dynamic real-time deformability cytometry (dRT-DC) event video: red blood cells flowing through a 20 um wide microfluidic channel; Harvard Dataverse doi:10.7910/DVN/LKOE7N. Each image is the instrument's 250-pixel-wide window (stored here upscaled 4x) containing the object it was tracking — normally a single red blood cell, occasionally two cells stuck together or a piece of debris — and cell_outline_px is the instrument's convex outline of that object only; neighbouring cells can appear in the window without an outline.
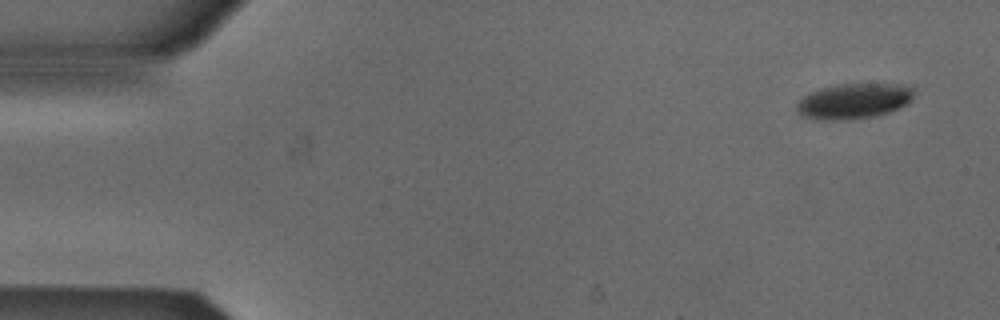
{"species": "Egyptian fruit bat (a non-hibernating species)", "species_latin": "Rousettus aegyptiacus", "temperature_condition": "cold", "stored_images_in_passage": 4, "camera_frame_rate_fps": 3000, "um_per_image_px": 0.085, "animal": {"sex": "male"}, "frame": {"image": 1, "passage_image": 1, "time_ms": 0.0, "image_size_px": [1000, 320], "cell_outline_px": [[912, 100], [908, 104], [900, 108], [888, 112], [872, 116], [848, 120], [820, 120], [800, 116], [796, 112], [796, 104], [804, 96], [820, 88], [840, 84], [904, 84], [912, 88]], "centroid_in_image_um": [72.55, 8.6], "position_along_channel_um": 12.5, "area_um2": 24.22}}
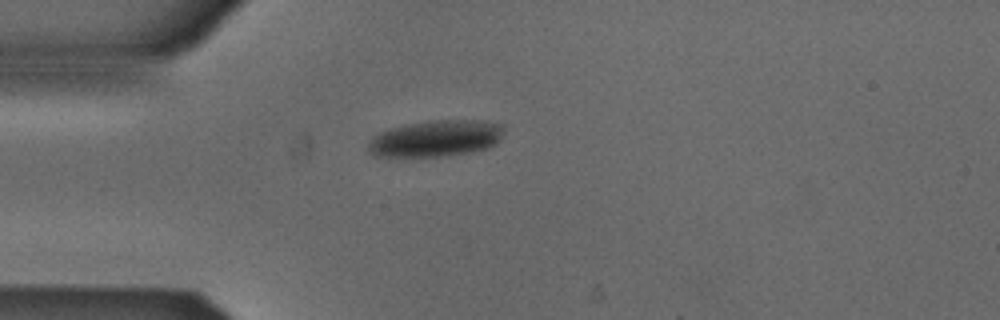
{"frame": {"image": 2, "passage_image": 4, "time_ms": 1.0, "image_size_px": [1000, 320], "cell_outline_px": [[504, 132], [500, 140], [496, 144], [488, 148], [472, 152], [448, 156], [372, 156], [368, 152], [368, 144], [380, 132], [392, 128], [408, 124], [428, 120], [484, 120], [504, 124]], "centroid_in_image_um": [37.13, 11.76], "position_along_channel_um": 47.9, "area_um2": 29.02}}